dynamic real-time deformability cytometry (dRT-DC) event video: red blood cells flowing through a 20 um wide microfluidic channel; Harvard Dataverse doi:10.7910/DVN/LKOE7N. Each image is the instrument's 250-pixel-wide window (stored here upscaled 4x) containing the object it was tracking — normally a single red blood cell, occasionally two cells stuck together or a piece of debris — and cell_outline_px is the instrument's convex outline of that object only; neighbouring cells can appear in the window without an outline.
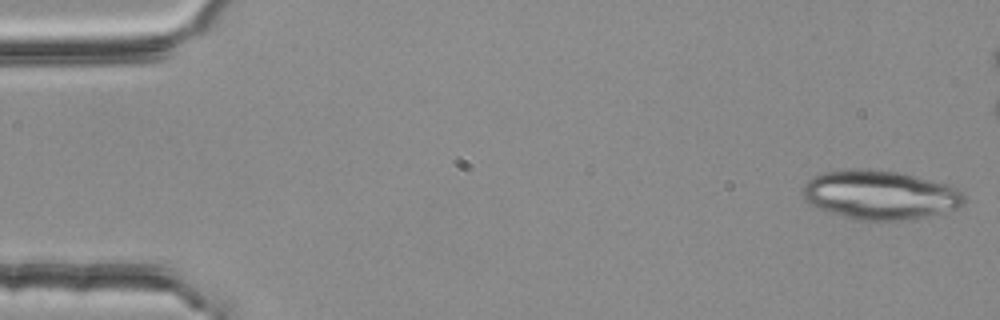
{"species": "common noctule bat (a hibernating species)", "species_latin": "Nyctalus noctula", "temperature_condition": "room temperature", "stored_images_in_passage": 13, "camera_frame_rate_fps": 3000, "um_per_image_px": 0.085, "animal": {"sex": "female", "body_mass_g": 25.1}, "frame": {"image": 1, "passage_image": 1, "time_ms": 0.0, "image_size_px": [1000, 320], "cell_outline_px": [[964, 204], [956, 208], [916, 220], [856, 220], [820, 208], [804, 200], [804, 184], [812, 176], [820, 172], [852, 168], [896, 172], [948, 184], [964, 192]], "centroid_in_image_um": [74.82, 16.57], "position_along_channel_um": 10.2, "area_um2": 45.95}}